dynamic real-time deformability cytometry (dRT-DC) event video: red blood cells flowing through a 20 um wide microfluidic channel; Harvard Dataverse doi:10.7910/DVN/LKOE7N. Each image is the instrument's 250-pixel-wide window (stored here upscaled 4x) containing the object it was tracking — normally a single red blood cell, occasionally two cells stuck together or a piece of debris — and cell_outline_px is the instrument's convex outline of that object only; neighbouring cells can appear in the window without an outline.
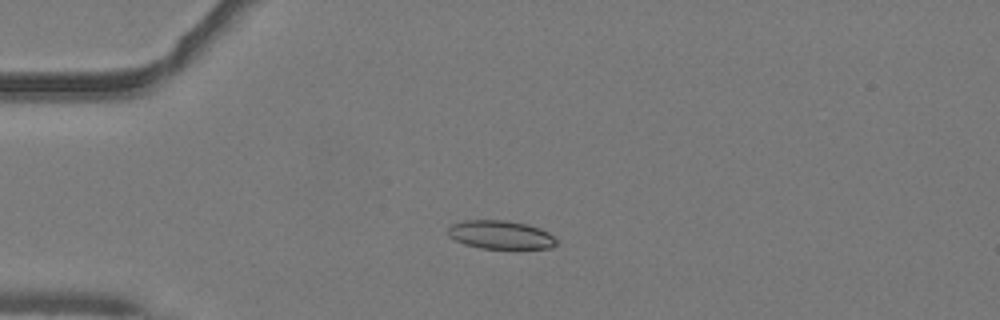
{"species": "common noctule bat (a hibernating species)", "species_latin": "Nyctalus noctula", "temperature_condition": "warm", "stored_images_in_passage": 41, "camera_frame_rate_fps": 3000, "um_per_image_px": 0.085, "animal": {"sex": "male", "body_mass_g": 19.2, "forearm_length_mm": 51.8}, "frame": {"image": 1, "passage_image": 3, "time_ms": 0.667, "image_size_px": [1000, 320], "cell_outline_px": [[556, 244], [552, 248], [480, 248], [464, 244], [448, 236], [448, 228], [452, 224], [464, 220], [504, 220], [528, 224], [540, 228], [548, 232], [556, 240]], "centroid_in_image_um": [42.53, 19.95], "position_along_channel_um": 42.5, "area_um2": 17.92}}
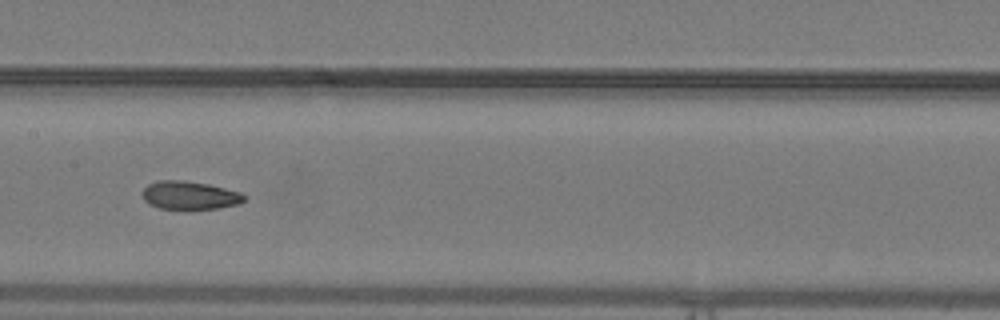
{"frame": {"image": 2, "passage_image": 16, "time_ms": 5.0, "image_size_px": [1000, 320], "cell_outline_px": [[248, 196], [240, 204], [220, 208], [188, 212], [160, 208], [148, 204], [144, 200], [144, 188], [148, 184], [160, 180], [184, 180], [208, 184], [240, 192]], "centroid_in_image_um": [16.16, 16.65], "position_along_channel_um": 191.2, "area_um2": 17.46}}
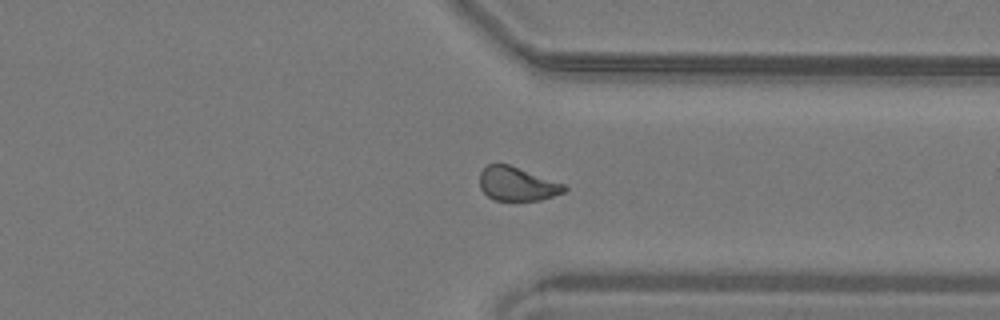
{"frame": {"image": 3, "passage_image": 29, "time_ms": 9.333, "image_size_px": [1000, 320], "cell_outline_px": [[568, 188], [564, 192], [540, 200], [496, 200], [488, 196], [480, 188], [480, 172], [488, 164], [508, 164], [564, 184]], "centroid_in_image_um": [43.94, 15.63], "position_along_channel_um": 367.5, "area_um2": 16.42}, "authors_computed_cell_mechanics": {"area_um2": 17.34, "velocity_mm_per_s": 4.08, "shape_relaxation_time_tau1_ms": null, "shape_relaxation_time_tau2_ms": 2.4593, "deformation_change_tau1": null, "deformation_change_tau2": 0.0752}}